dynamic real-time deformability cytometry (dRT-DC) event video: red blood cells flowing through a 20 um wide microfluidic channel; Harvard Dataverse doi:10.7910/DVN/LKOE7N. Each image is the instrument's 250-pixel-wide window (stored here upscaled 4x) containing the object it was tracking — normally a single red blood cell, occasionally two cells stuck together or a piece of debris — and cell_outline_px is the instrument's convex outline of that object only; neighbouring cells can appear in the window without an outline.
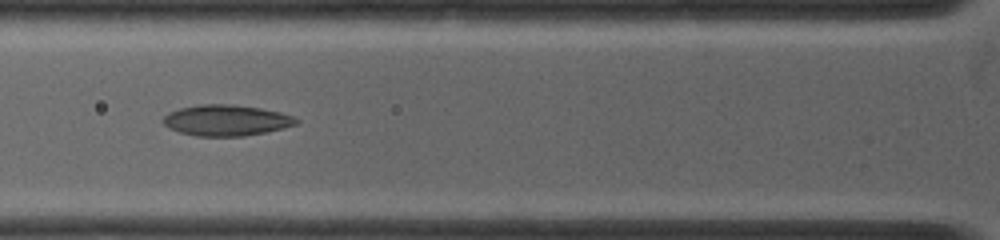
{"species": "common noctule bat (a hibernating species)", "species_latin": "Nyctalus noctula", "temperature_condition": "warm", "stored_images_in_passage": 5, "camera_frame_rate_fps": 5000, "um_per_image_px": 0.085, "animal": {"sex": "female", "body_mass_g": 19.0, "forearm_length_mm": 53.3}, "frame": {"image": 1, "passage_image": 4, "time_ms": 0.6, "image_size_px": [1000, 240], "cell_outline_px": [[300, 120], [296, 124], [284, 128], [268, 132], [244, 136], [196, 136], [180, 132], [168, 128], [160, 120], [168, 112], [180, 108], [200, 104], [236, 104], [260, 108], [280, 112], [296, 116]], "centroid_in_image_um": [19.24, 10.22], "position_along_channel_um": 106.6, "area_um2": 24.33}}
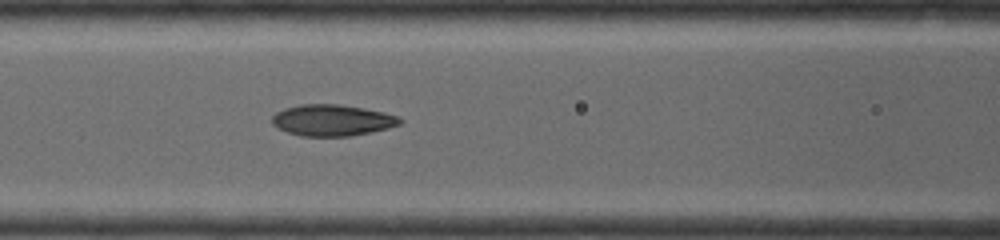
{"frame": {"image": 2, "passage_image": 5, "time_ms": 0.8, "image_size_px": [1000, 240], "cell_outline_px": [[404, 120], [400, 124], [388, 128], [344, 140], [300, 136], [276, 128], [272, 124], [272, 116], [276, 112], [284, 108], [300, 104], [340, 104], [364, 108], [384, 112], [400, 116]], "centroid_in_image_um": [28.27, 10.27], "position_along_channel_um": 138.3, "area_um2": 24.62}}